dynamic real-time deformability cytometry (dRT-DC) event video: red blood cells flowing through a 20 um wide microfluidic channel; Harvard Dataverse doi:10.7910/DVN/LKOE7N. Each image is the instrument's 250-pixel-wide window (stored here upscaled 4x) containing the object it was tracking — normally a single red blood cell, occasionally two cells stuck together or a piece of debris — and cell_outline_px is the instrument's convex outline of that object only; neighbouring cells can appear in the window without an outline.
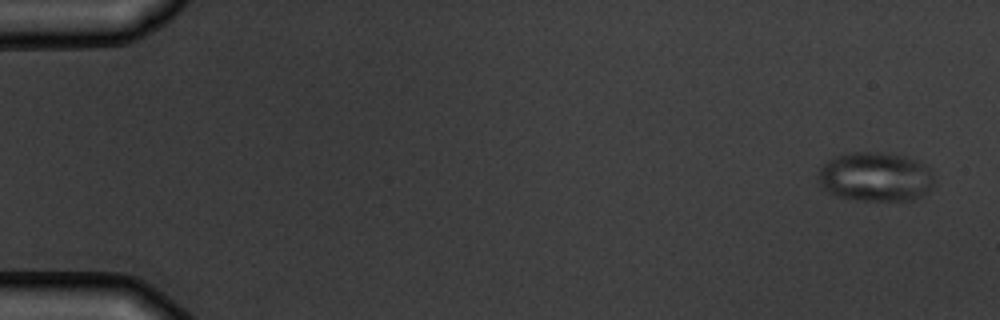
{"species": "common noctule bat (a hibernating species)", "species_latin": "Nyctalus noctula", "temperature_condition": "warm", "stored_images_in_passage": 5, "camera_frame_rate_fps": 3000, "um_per_image_px": 0.085, "animal": {"sex": "male", "body_mass_g": 19.5, "forearm_length_mm": 54.6}, "frame": {"image": 1, "passage_image": 1, "time_ms": 0.0, "image_size_px": [1000, 320], "cell_outline_px": [[932, 184], [920, 196], [912, 200], [856, 200], [836, 196], [828, 192], [820, 184], [820, 168], [832, 156], [852, 152], [880, 152], [920, 160], [932, 168]], "centroid_in_image_um": [74.41, 15.01], "position_along_channel_um": 10.6, "area_um2": 33.18}}